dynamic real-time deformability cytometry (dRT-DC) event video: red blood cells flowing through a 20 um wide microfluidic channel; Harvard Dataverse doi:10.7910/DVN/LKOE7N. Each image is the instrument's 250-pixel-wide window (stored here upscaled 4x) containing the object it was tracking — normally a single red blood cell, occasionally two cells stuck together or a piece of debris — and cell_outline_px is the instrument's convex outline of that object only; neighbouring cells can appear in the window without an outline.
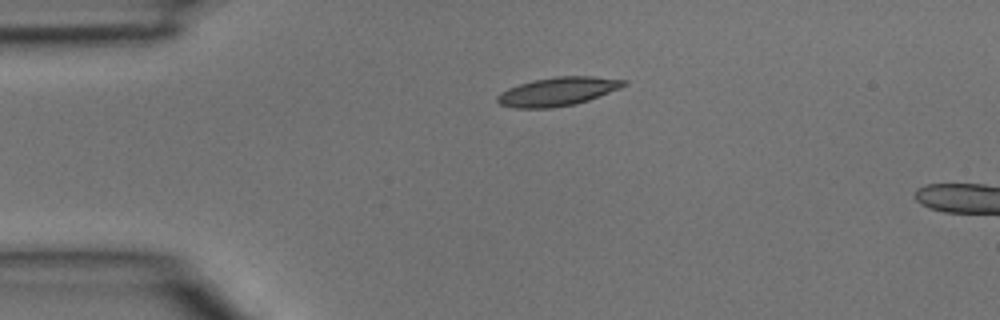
{"species": "common noctule bat (a hibernating species)", "species_latin": "Nyctalus noctula", "temperature_condition": "room temperature", "stored_images_in_passage": 2, "camera_frame_rate_fps": 3000, "um_per_image_px": 0.085, "animal": {"sex": "male", "body_mass_g": 15.6}, "frame": {"image": 1, "passage_image": 1, "time_ms": 0.0, "image_size_px": [1000, 320], "cell_outline_px": [[628, 84], [620, 88], [588, 100], [572, 104], [552, 108], [512, 108], [500, 104], [496, 100], [496, 96], [500, 92], [508, 88], [532, 80], [556, 76], [592, 76], [628, 80]], "centroid_in_image_um": [47.39, 7.77], "position_along_channel_um": 37.6, "area_um2": 21.1}}
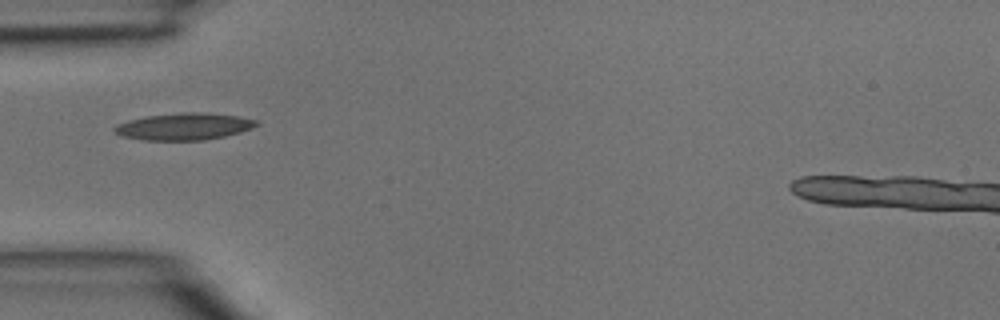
{"frame": {"image": 2, "passage_image": 2, "time_ms": 0.333, "image_size_px": [1000, 320], "cell_outline_px": [[260, 124], [252, 128], [240, 132], [224, 136], [204, 140], [140, 140], [120, 136], [112, 132], [112, 128], [116, 124], [128, 120], [148, 116], [180, 112], [200, 112], [240, 116], [260, 120]], "centroid_in_image_um": [15.63, 10.75], "position_along_channel_um": 69.4, "area_um2": 22.6}}